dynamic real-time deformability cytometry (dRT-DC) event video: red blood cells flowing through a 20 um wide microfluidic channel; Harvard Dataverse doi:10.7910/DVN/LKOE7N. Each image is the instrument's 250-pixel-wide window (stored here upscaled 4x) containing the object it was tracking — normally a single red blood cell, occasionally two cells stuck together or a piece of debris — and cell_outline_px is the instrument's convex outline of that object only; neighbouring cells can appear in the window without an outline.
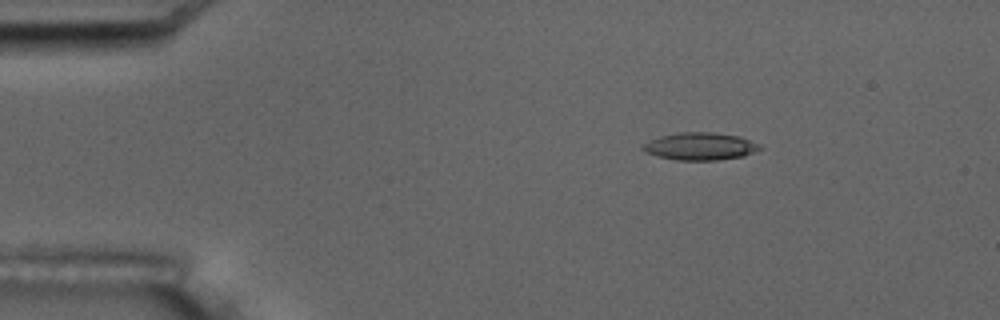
{"species": "common noctule bat (a hibernating species)", "species_latin": "Nyctalus noctula", "temperature_condition": "room temperature", "stored_images_in_passage": 4, "camera_frame_rate_fps": 3000, "um_per_image_px": 0.085, "animal": {"sex": "male", "body_mass_g": 17.5, "forearm_length_mm": 52.3}, "frame": {"image": 1, "passage_image": 2, "time_ms": 2.0, "image_size_px": [1000, 320], "cell_outline_px": [[764, 148], [744, 156], [716, 160], [676, 160], [644, 152], [640, 148], [640, 144], [660, 136], [680, 132], [712, 132], [740, 136], [760, 144]], "centroid_in_image_um": [59.51, 12.43], "position_along_channel_um": 25.5, "area_um2": 18.9}}